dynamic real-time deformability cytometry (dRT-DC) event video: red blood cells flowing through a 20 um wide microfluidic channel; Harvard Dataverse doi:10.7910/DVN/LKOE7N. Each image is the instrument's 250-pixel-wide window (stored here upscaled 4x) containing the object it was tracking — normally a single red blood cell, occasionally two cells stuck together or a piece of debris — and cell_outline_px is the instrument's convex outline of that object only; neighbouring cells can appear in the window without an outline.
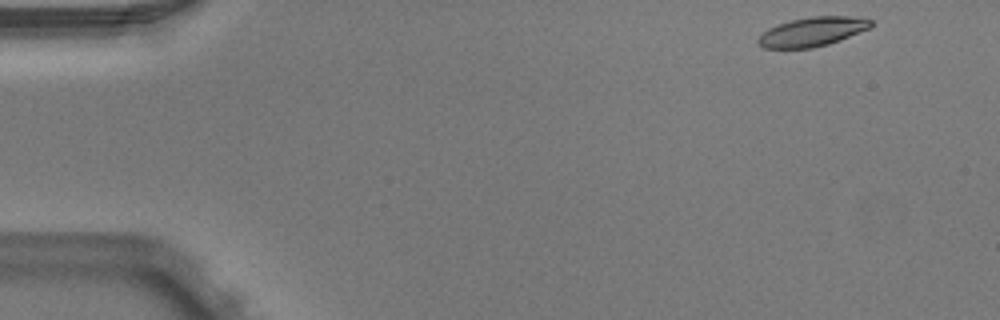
{"species": "Egyptian fruit bat (a non-hibernating species)", "species_latin": "Rousettus aegyptiacus", "temperature_condition": "warm", "stored_images_in_passage": 4, "camera_frame_rate_fps": 3000, "um_per_image_px": 0.085, "animal": {"sex": "male"}, "frame": {"image": 1, "passage_image": 1, "time_ms": 0.0, "image_size_px": [1000, 320], "cell_outline_px": [[872, 28], [840, 40], [828, 44], [812, 48], [764, 48], [756, 40], [768, 28], [776, 24], [792, 20], [812, 16], [860, 16], [872, 20]], "centroid_in_image_um": [69.1, 2.68], "position_along_channel_um": 15.9, "area_um2": 19.31}}